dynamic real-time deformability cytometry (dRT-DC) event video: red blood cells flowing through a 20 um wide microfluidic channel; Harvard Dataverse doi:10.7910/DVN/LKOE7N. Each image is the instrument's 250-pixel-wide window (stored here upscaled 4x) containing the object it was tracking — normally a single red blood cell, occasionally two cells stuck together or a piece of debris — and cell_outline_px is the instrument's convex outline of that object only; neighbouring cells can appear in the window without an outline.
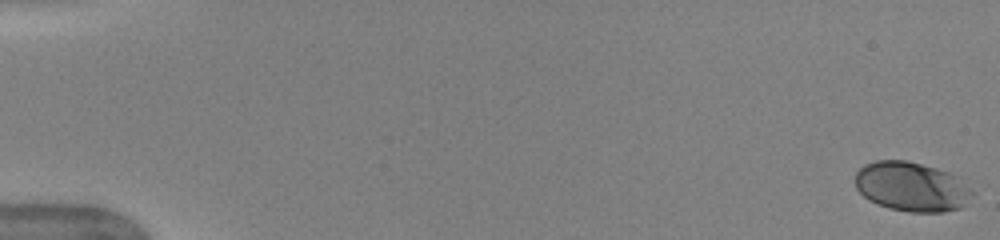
{"species": "human", "species_latin": "Homo sapiens", "temperature_condition": "warm", "stored_images_in_passage": 52, "camera_frame_rate_fps": 3000, "um_per_image_px": 0.085, "donor": {"sex": "female"}, "frame": {"image": 1, "passage_image": 1, "time_ms": 0.0, "image_size_px": [1000, 240], "cell_outline_px": [[976, 192], [960, 208], [944, 212], [908, 212], [876, 204], [868, 200], [856, 188], [856, 172], [864, 164], [876, 160], [908, 160], [936, 168], [948, 172]], "centroid_in_image_um": [77.46, 15.87], "position_along_channel_um": 7.5, "area_um2": 33.64}}
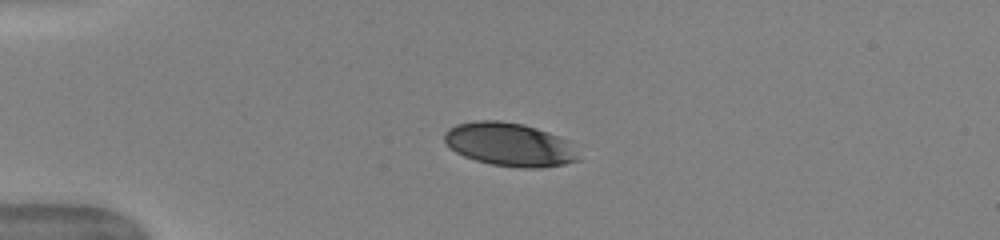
{"frame": {"image": 2, "passage_image": 14, "time_ms": 4.333, "image_size_px": [1000, 240], "cell_outline_px": [[580, 160], [564, 164], [540, 168], [520, 168], [492, 164], [476, 160], [464, 156], [456, 152], [444, 140], [444, 132], [448, 128], [456, 124], [476, 120], [500, 120], [524, 124], [548, 132], [568, 140]], "centroid_in_image_um": [43.3, 12.27], "position_along_channel_um": 41.7, "area_um2": 33.87}}
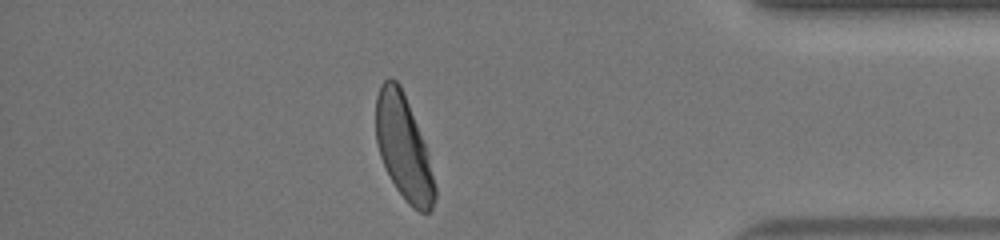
{"frame": {"image": 3, "passage_image": 46, "time_ms": 15.0, "image_size_px": [1000, 240], "cell_outline_px": [[436, 196], [432, 208], [428, 212], [420, 212], [412, 208], [404, 200], [396, 188], [380, 156], [376, 140], [376, 96], [380, 84], [388, 76], [392, 76], [400, 84], [424, 144], [428, 156], [436, 188]], "centroid_in_image_um": [34.28, 12.54], "position_along_channel_um": 400.9, "area_um2": 35.37}, "authors_computed_cell_mechanics": {"area_um2": 36.6741, "velocity_mm_per_s": 3.9649, "shape_relaxation_time_tau1_ms": 2.4233, "shape_relaxation_time_tau2_ms": null, "deformation_change_tau1": 0.1299, "deformation_change_tau2": null}}